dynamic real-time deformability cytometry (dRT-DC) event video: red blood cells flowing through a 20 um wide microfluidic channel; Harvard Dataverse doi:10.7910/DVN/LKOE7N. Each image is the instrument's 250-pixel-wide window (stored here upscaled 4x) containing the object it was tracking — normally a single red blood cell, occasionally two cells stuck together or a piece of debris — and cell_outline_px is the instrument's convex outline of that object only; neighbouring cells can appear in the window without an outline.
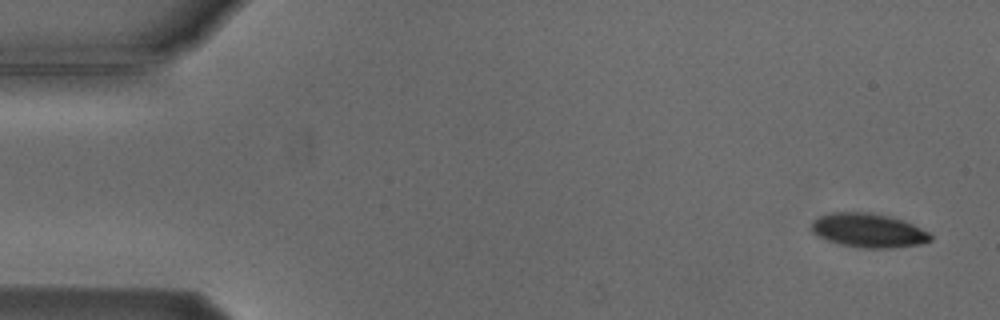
{"species": "Egyptian fruit bat (a non-hibernating species)", "species_latin": "Rousettus aegyptiacus", "temperature_condition": "cold", "stored_images_in_passage": 6, "segment_of_instrument_passage": [2, 2], "camera_frame_rate_fps": 3000, "um_per_image_px": 0.085, "animal": {"sex": "male"}, "frame": {"image": 1, "passage_image": 6, "time_ms": 6.0, "image_size_px": [1000, 320], "cell_outline_px": [[932, 240], [920, 244], [892, 248], [860, 248], [840, 244], [816, 236], [812, 232], [812, 220], [820, 216], [832, 212], [872, 212], [904, 220], [928, 232], [932, 236]], "centroid_in_image_um": [73.8, 19.58], "position_along_channel_um": 11.2, "area_um2": 23.7}}